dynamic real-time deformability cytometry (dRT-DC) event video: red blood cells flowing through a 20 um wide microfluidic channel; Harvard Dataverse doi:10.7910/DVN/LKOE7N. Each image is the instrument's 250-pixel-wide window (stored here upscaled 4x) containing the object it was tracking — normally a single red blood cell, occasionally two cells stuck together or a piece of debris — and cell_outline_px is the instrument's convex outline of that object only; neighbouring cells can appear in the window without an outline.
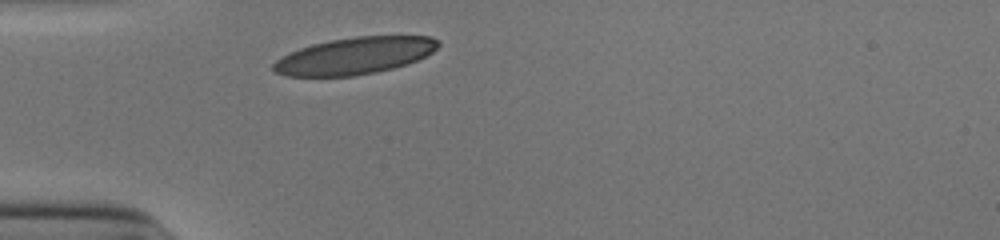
{"species": "human", "species_latin": "Homo sapiens", "temperature_condition": "cold", "stored_images_in_passage": 27, "camera_frame_rate_fps": 3000, "um_per_image_px": 0.085, "donor": {"sex": "male"}, "frame": {"image": 1, "passage_image": 1, "time_ms": 0.0, "image_size_px": [1000, 240], "cell_outline_px": [[440, 44], [432, 52], [408, 64], [376, 72], [352, 76], [284, 76], [276, 72], [272, 68], [272, 64], [280, 56], [288, 52], [312, 44], [332, 40], [356, 36], [432, 36], [440, 40]], "centroid_in_image_um": [30.13, 4.74], "position_along_channel_um": 54.9, "area_um2": 35.49}}
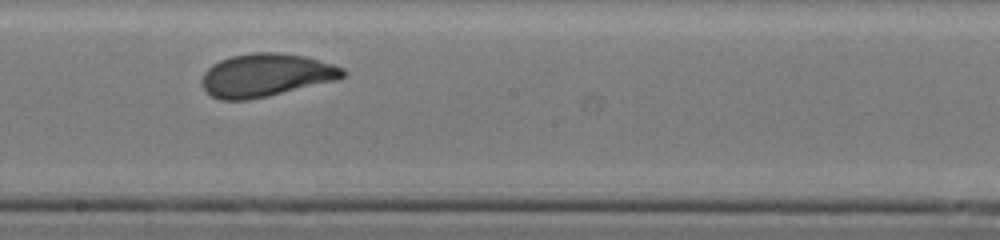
{"frame": {"image": 2, "passage_image": 15, "time_ms": 4.667, "image_size_px": [1000, 240], "cell_outline_px": [[348, 72], [344, 76], [336, 80], [268, 96], [248, 100], [220, 100], [212, 96], [204, 88], [200, 80], [204, 72], [212, 64], [220, 60], [232, 56], [252, 52], [276, 52], [304, 56], [332, 64], [344, 68]], "centroid_in_image_um": [22.59, 6.39], "position_along_channel_um": 225.6, "area_um2": 35.32}}
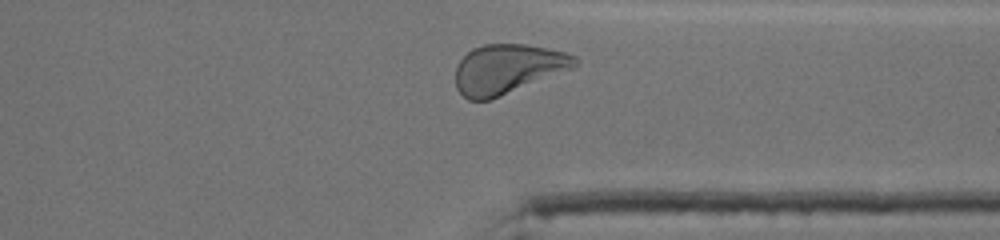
{"frame": {"image": 3, "passage_image": 26, "time_ms": 8.333, "image_size_px": [1000, 240], "cell_outline_px": [[580, 60], [572, 68], [492, 100], [468, 100], [456, 88], [456, 64], [472, 48], [484, 44], [524, 44], [564, 52], [576, 56]], "centroid_in_image_um": [43.12, 5.87], "position_along_channel_um": 368.3, "area_um2": 34.33}, "authors_computed_cell_mechanics": {"area_um2": 35.0268, "velocity_mm_per_s": 3.8929, "shape_relaxation_time_tau1_ms": 3.0561, "shape_relaxation_time_tau2_ms": null, "deformation_change_tau1": 0.1319, "deformation_change_tau2": null}}